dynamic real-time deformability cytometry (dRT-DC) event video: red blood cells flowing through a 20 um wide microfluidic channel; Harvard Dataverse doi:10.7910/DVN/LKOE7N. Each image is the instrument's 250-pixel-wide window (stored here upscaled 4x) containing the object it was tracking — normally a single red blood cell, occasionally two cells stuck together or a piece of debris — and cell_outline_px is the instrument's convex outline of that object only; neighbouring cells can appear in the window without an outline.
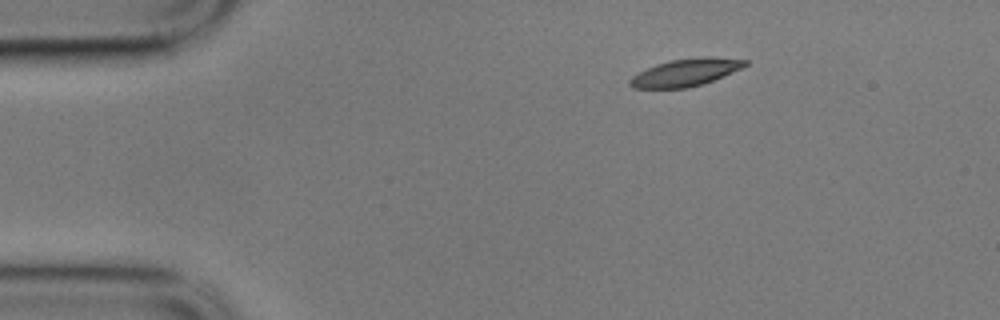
{"species": "common noctule bat (a hibernating species)", "species_latin": "Nyctalus noctula", "temperature_condition": "cold", "stored_images_in_passage": 12, "camera_frame_rate_fps": 3000, "um_per_image_px": 0.085, "animal": {"sex": "male", "body_mass_g": 17.9}, "frame": {"image": 1, "passage_image": 1, "time_ms": 0.0, "image_size_px": [1000, 320], "cell_outline_px": [[748, 64], [724, 76], [704, 84], [688, 88], [632, 88], [628, 84], [628, 80], [632, 76], [656, 64], [668, 60], [708, 56], [748, 60]], "centroid_in_image_um": [58.27, 6.16], "position_along_channel_um": 26.7, "area_um2": 18.44}}
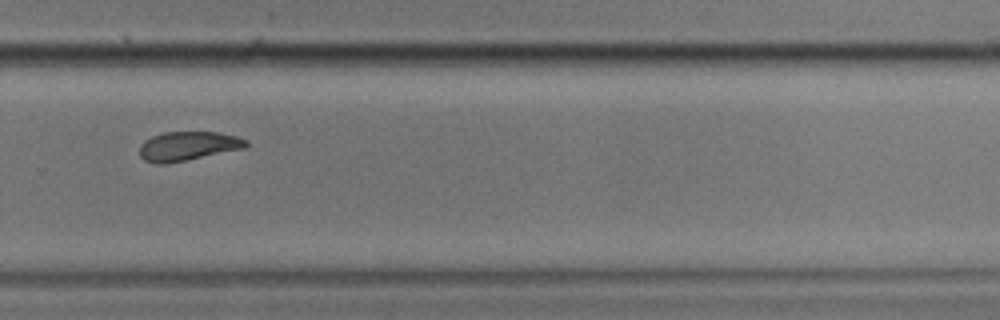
{"frame": {"image": 2, "passage_image": 9, "time_ms": 2.667, "image_size_px": [1000, 320], "cell_outline_px": [[248, 144], [244, 148], [164, 164], [156, 164], [144, 160], [140, 156], [140, 144], [144, 140], [152, 136], [164, 132], [216, 132], [236, 136], [248, 140]], "centroid_in_image_um": [15.94, 12.41], "position_along_channel_um": 313.9, "area_um2": 17.86}}
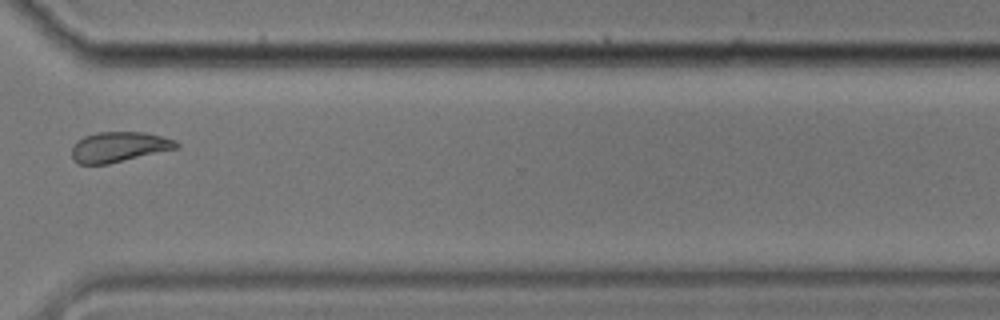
{"frame": {"image": 3, "passage_image": 10, "time_ms": 3.0, "image_size_px": [1000, 320], "cell_outline_px": [[180, 148], [108, 164], [76, 164], [72, 160], [72, 148], [76, 140], [84, 136], [96, 132], [144, 132], [176, 140], [180, 144]], "centroid_in_image_um": [10.11, 12.49], "position_along_channel_um": 360.5, "area_um2": 18.67}}